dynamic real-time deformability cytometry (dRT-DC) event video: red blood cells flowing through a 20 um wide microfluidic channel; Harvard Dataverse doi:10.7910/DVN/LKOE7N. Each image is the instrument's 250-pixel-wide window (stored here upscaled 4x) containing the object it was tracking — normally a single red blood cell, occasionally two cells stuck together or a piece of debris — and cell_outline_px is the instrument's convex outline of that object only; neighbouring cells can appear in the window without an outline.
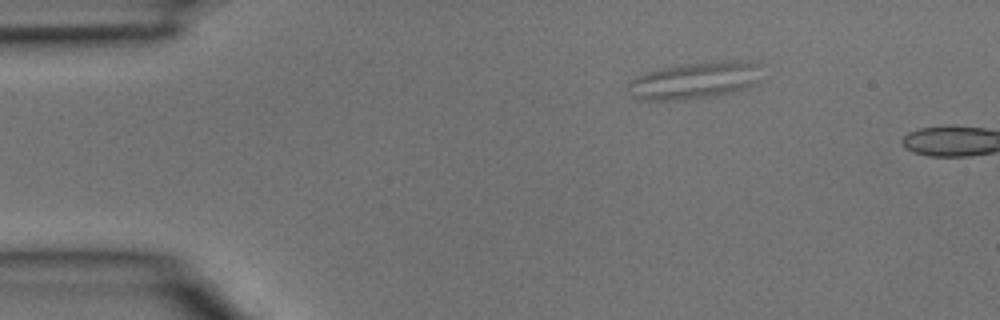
{"species": "common noctule bat (a hibernating species)", "species_latin": "Nyctalus noctula", "temperature_condition": "room temperature", "stored_images_in_passage": 2, "camera_frame_rate_fps": 3000, "um_per_image_px": 0.085, "animal": {"sex": "male", "body_mass_g": 15.6}, "frame": {"image": 1, "passage_image": 1, "time_ms": 0.0, "image_size_px": [1000, 320], "cell_outline_px": [[764, 64], [760, 80], [756, 84], [748, 88], [716, 96], [680, 100], [640, 100], [624, 92], [628, 84], [636, 76], [644, 72], [684, 64], [728, 60], [748, 60]], "centroid_in_image_um": [59.12, 6.83], "position_along_channel_um": 25.9, "area_um2": 29.54}}